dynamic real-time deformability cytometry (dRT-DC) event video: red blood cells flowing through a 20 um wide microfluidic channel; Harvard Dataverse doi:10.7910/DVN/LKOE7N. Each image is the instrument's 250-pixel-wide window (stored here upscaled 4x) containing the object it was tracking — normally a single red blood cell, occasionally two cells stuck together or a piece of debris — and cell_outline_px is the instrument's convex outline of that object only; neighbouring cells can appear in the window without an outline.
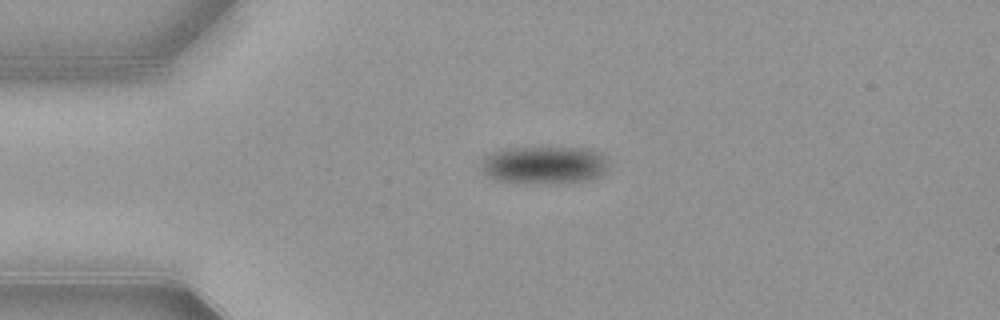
{"species": "common noctule bat (a hibernating species)", "species_latin": "Nyctalus noctula", "temperature_condition": "warm", "stored_images_in_passage": 42, "camera_frame_rate_fps": 3000, "um_per_image_px": 0.085, "animal": {"sex": "female", "body_mass_g": 21.9}, "frame": {"image": 1, "passage_image": 1, "time_ms": 0.0, "image_size_px": [1000, 320], "cell_outline_px": [[604, 172], [596, 176], [584, 180], [560, 184], [532, 184], [492, 180], [484, 172], [484, 156], [488, 152], [504, 148], [548, 144], [588, 148], [600, 152], [604, 164]], "centroid_in_image_um": [46.18, 13.97], "position_along_channel_um": 38.8, "area_um2": 29.07}}
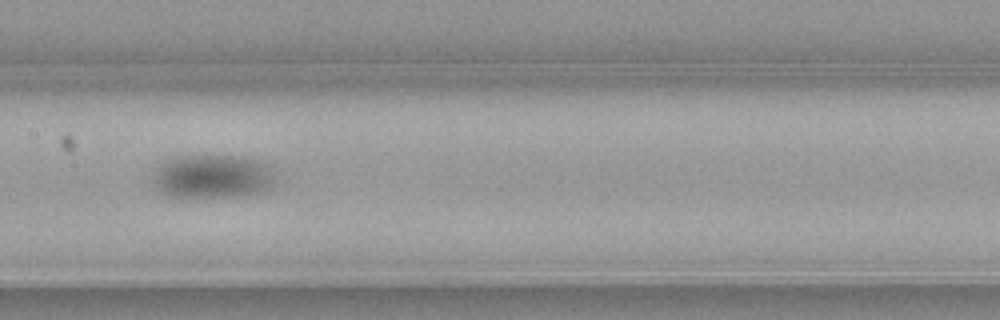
{"frame": {"image": 2, "passage_image": 15, "time_ms": 4.667, "image_size_px": [1000, 320], "cell_outline_px": [[276, 180], [272, 188], [248, 196], [180, 200], [168, 196], [156, 188], [152, 180], [152, 172], [164, 160], [176, 156], [240, 156], [256, 160], [272, 168]], "centroid_in_image_um": [18.02, 15.06], "position_along_channel_um": 189.4, "area_um2": 32.54}}
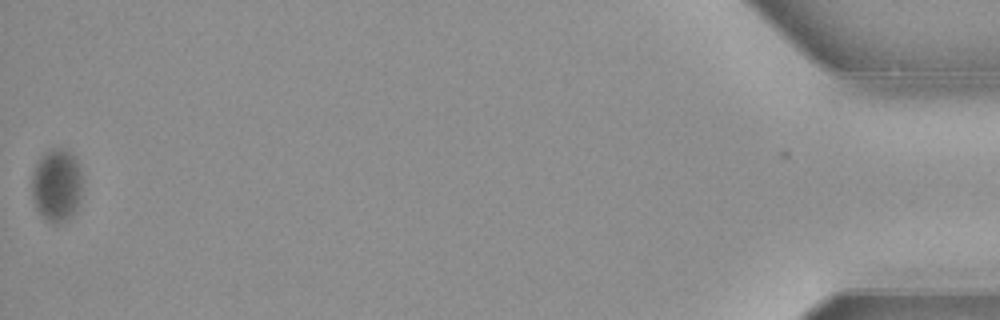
{"frame": {"image": 3, "passage_image": 42, "time_ms": 13.667, "image_size_px": [1000, 320], "cell_outline_px": [[84, 180], [76, 212], [72, 216], [56, 224], [52, 224], [44, 220], [36, 208], [32, 196], [32, 176], [36, 164], [40, 156], [44, 152], [52, 148], [64, 148], [76, 156]], "centroid_in_image_um": [4.84, 15.73], "position_along_channel_um": 430.4, "area_um2": 22.08}, "authors_computed_cell_mechanics": {"area_um2": 28.9578, "velocity_mm_per_s": 3.8445, "shape_relaxation_time_tau1_ms": 8.5888, "shape_relaxation_time_tau2_ms": null, "deformation_change_tau1": 0.1596, "deformation_change_tau2": null}}